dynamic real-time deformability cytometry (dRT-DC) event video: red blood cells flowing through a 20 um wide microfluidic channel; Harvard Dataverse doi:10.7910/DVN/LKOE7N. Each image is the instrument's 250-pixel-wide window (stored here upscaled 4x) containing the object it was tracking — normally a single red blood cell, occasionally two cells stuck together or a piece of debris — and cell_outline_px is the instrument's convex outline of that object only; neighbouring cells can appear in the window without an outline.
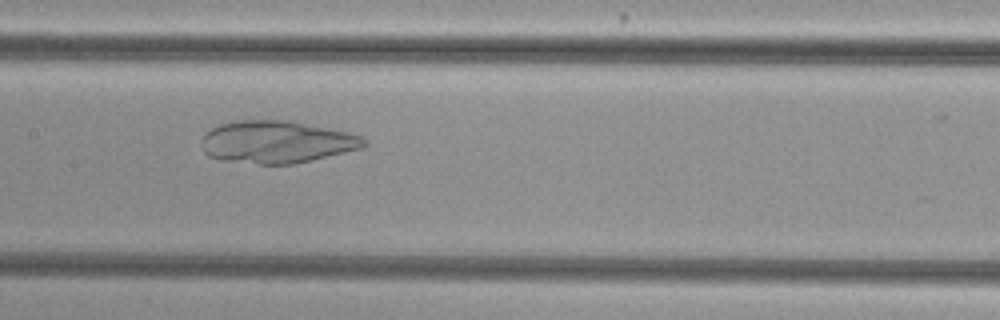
{"species": "common noctule bat (a hibernating species)", "species_latin": "Nyctalus noctula", "temperature_condition": "cold", "stored_images_in_passage": 54, "camera_frame_rate_fps": 3000, "um_per_image_px": 0.085, "animal": {"sex": "female", "body_mass_g": 29.2, "forearm_length_mm": 56.3}, "frame": {"image": 1, "passage_image": 27, "time_ms": 8.667, "image_size_px": [1000, 320], "cell_outline_px": [[368, 144], [360, 148], [312, 160], [292, 164], [260, 164], [220, 160], [208, 156], [204, 152], [200, 144], [200, 140], [212, 128], [220, 124], [232, 120], [288, 120], [348, 132], [360, 136], [368, 140]], "centroid_in_image_um": [23.48, 12.06], "position_along_channel_um": 183.9, "area_um2": 40.17}}
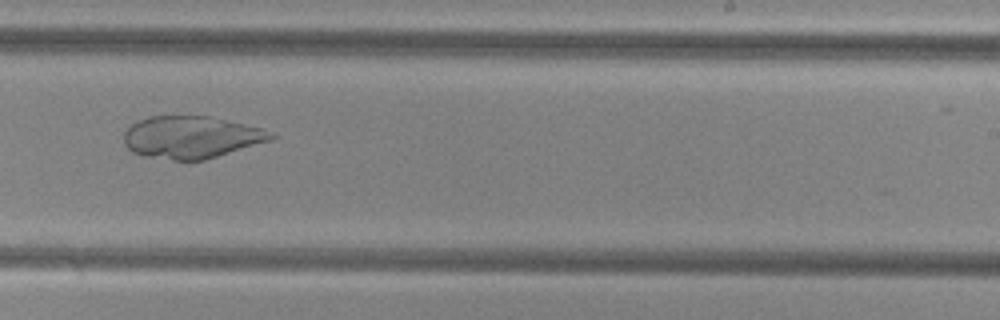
{"frame": {"image": 2, "passage_image": 34, "time_ms": 11.0, "image_size_px": [1000, 320], "cell_outline_px": [[276, 136], [272, 140], [204, 160], [172, 160], [144, 156], [132, 152], [124, 144], [124, 132], [136, 120], [148, 116], [212, 116], [264, 128], [276, 132]], "centroid_in_image_um": [16.29, 11.65], "position_along_channel_um": 272.7, "area_um2": 36.65}}
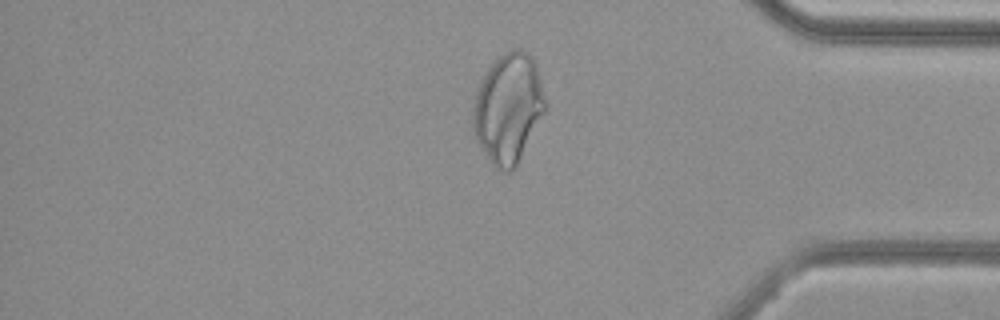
{"frame": {"image": 3, "passage_image": 45, "time_ms": 14.667, "image_size_px": [1000, 320], "cell_outline_px": [[548, 108], [516, 168], [512, 172], [504, 172], [496, 168], [492, 164], [476, 140], [472, 128], [472, 104], [480, 80], [488, 64], [504, 52], [512, 48], [520, 48], [528, 52], [532, 56], [536, 64]], "centroid_in_image_um": [43.2, 9.19], "position_along_channel_um": 392.0, "area_um2": 47.34}}